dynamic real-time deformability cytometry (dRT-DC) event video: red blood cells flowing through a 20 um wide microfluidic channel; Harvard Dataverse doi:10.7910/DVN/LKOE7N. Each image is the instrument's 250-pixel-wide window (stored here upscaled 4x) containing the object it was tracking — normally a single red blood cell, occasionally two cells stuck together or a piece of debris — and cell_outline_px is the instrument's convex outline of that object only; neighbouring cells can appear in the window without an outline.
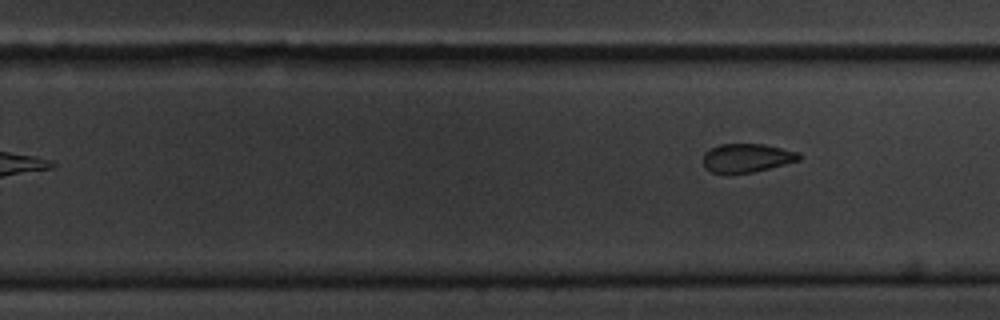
{"species": "common noctule bat (a hibernating species)", "species_latin": "Nyctalus noctula", "temperature_condition": "cold", "stored_images_in_passage": 11, "camera_frame_rate_fps": 3000, "um_per_image_px": 0.085, "animal": {"sex": "male", "body_mass_g": 20.1, "forearm_length_mm": 53.5}, "frame": {"image": 1, "passage_image": 11, "time_ms": 12.667, "image_size_px": [1000, 320], "cell_outline_px": [[800, 160], [752, 172], [712, 172], [704, 168], [704, 152], [708, 148], [720, 144], [764, 144], [796, 152], [800, 156]], "centroid_in_image_um": [63.43, 13.4], "position_along_channel_um": 266.4, "area_um2": 15.66}}